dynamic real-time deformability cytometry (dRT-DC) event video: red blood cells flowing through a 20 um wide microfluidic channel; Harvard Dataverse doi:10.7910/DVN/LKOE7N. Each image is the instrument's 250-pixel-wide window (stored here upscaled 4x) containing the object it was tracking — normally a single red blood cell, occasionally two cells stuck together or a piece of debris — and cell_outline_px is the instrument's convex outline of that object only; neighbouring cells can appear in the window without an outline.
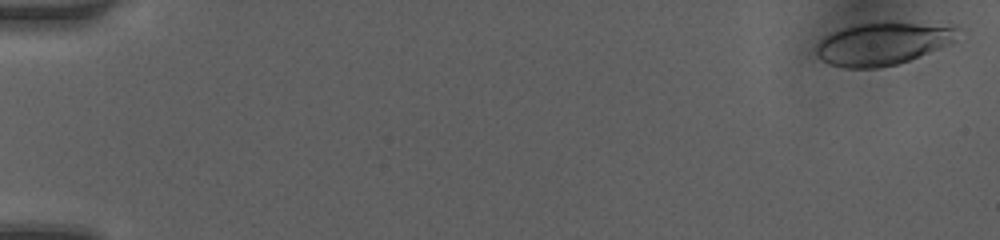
{"species": "human", "species_latin": "Homo sapiens", "temperature_condition": "room temperature", "stored_images_in_passage": 49, "camera_frame_rate_fps": 3000, "um_per_image_px": 0.085, "donor": {"sex": "female"}, "frame": {"image": 1, "passage_image": 1, "time_ms": 0.0, "image_size_px": [1000, 240], "cell_outline_px": [[960, 28], [952, 40], [948, 44], [940, 48], [908, 60], [896, 64], [880, 68], [844, 68], [828, 64], [816, 52], [816, 44], [820, 40], [844, 28], [856, 24], [872, 20], [880, 20], [956, 24]], "centroid_in_image_um": [75.1, 3.65], "position_along_channel_um": 9.9, "area_um2": 35.78}}
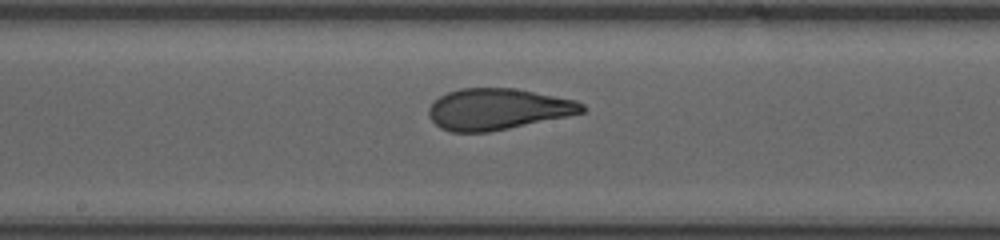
{"frame": {"image": 2, "passage_image": 27, "time_ms": 8.667, "image_size_px": [1000, 240], "cell_outline_px": [[588, 108], [584, 112], [508, 128], [488, 132], [452, 132], [440, 128], [428, 116], [428, 108], [432, 100], [448, 92], [460, 88], [516, 88], [576, 100], [584, 104]], "centroid_in_image_um": [42.28, 9.26], "position_along_channel_um": 205.9, "area_um2": 36.82}}
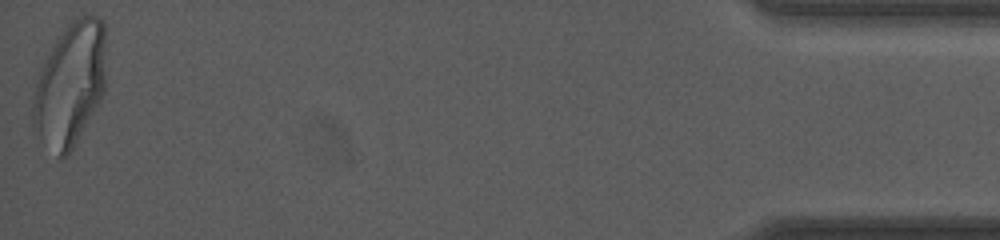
{"frame": {"image": 3, "passage_image": 49, "time_ms": 16.0, "image_size_px": [1000, 240], "cell_outline_px": [[104, 92], [100, 100], [68, 156], [60, 160], [56, 156], [40, 136], [32, 124], [32, 104], [36, 84], [40, 72], [52, 44], [56, 36], [76, 16], [96, 16], [104, 20]], "centroid_in_image_um": [5.95, 7.16], "position_along_channel_um": 429.3, "area_um2": 52.19}, "authors_computed_cell_mechanics": {"area_um2": 36.9342, "velocity_mm_per_s": 4.1933, "shape_relaxation_time_tau1_ms": 5.5336, "shape_relaxation_time_tau2_ms": 0.9448, "deformation_change_tau1": 0.2217, "deformation_change_tau2": 0.0683}}